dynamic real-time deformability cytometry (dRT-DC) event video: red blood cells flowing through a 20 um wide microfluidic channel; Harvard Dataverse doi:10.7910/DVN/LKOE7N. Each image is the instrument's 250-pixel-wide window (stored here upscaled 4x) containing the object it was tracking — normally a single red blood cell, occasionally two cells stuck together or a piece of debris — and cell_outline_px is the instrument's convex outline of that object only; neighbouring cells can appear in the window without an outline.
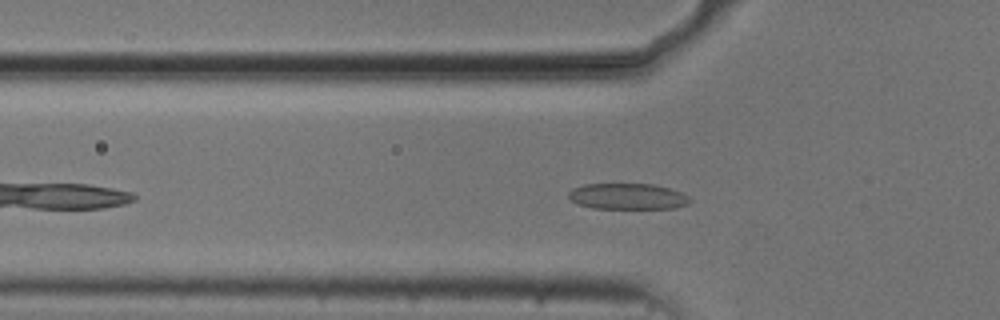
{"species": "common noctule bat (a hibernating species)", "species_latin": "Nyctalus noctula", "temperature_condition": "cold", "stored_images_in_passage": 39, "camera_frame_rate_fps": 3000, "um_per_image_px": 0.085, "animal": {"sex": "male", "body_mass_g": 20.5, "forearm_length_mm": 52.5}, "frame": {"image": 1, "passage_image": 9, "time_ms": 2.667, "image_size_px": [1000, 320], "cell_outline_px": [[692, 200], [688, 204], [672, 208], [592, 208], [576, 204], [568, 196], [568, 192], [572, 188], [584, 184], [652, 184], [668, 188], [680, 192], [688, 196]], "centroid_in_image_um": [53.31, 16.69], "position_along_channel_um": 72.5, "area_um2": 18.32}}
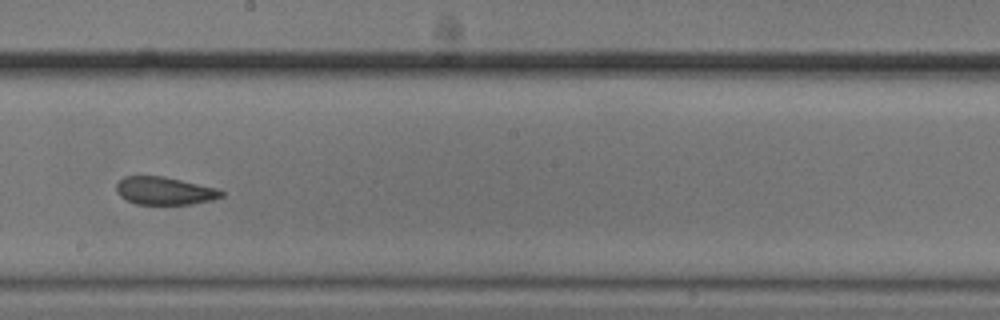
{"frame": {"image": 2, "passage_image": 22, "time_ms": 7.0, "image_size_px": [1000, 320], "cell_outline_px": [[224, 196], [212, 200], [192, 204], [136, 204], [124, 200], [116, 192], [116, 184], [124, 176], [164, 176], [220, 188], [224, 192]], "centroid_in_image_um": [14.01, 16.22], "position_along_channel_um": 234.2, "area_um2": 17.34}}
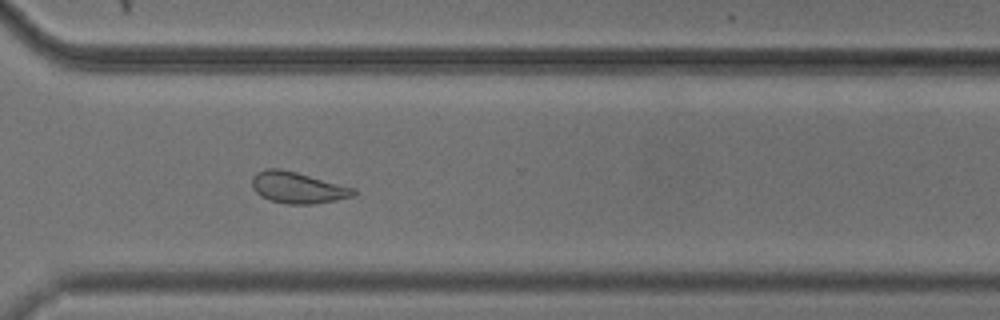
{"frame": {"image": 3, "passage_image": 31, "time_ms": 10.0, "image_size_px": [1000, 320], "cell_outline_px": [[356, 192], [352, 196], [336, 200], [316, 204], [288, 204], [272, 200], [260, 196], [252, 188], [252, 176], [256, 172], [264, 168], [280, 168], [296, 172], [356, 188]], "centroid_in_image_um": [25.28, 15.94], "position_along_channel_um": 345.3, "area_um2": 18.61}, "authors_computed_cell_mechanics": {"area_um2": 18.5538, "velocity_mm_per_s": 3.7144, "shape_relaxation_time_tau1_ms": null, "shape_relaxation_time_tau2_ms": 2.3251, "deformation_change_tau1": null, "deformation_change_tau2": 0.0811}}